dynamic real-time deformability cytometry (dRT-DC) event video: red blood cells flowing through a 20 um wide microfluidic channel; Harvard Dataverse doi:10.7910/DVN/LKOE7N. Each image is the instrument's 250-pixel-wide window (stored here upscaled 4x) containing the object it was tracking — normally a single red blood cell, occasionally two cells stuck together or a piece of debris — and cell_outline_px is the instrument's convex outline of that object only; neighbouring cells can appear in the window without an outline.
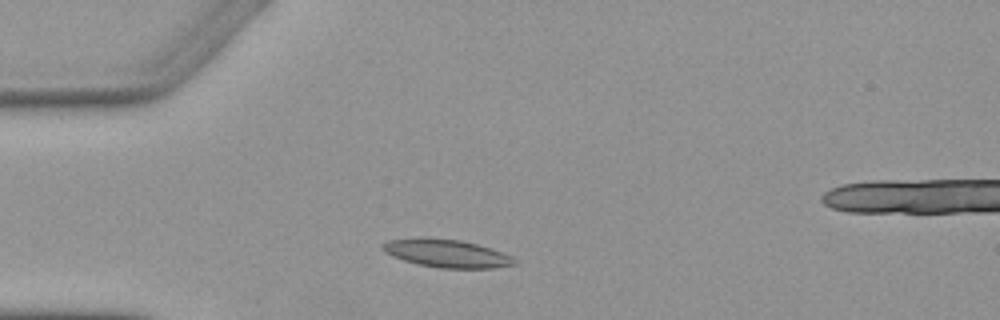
{"species": "Egyptian fruit bat (a non-hibernating species)", "species_latin": "Rousettus aegyptiacus", "temperature_condition": "warm", "stored_images_in_passage": 1, "camera_frame_rate_fps": 3000, "um_per_image_px": 0.085, "animal": {"sex": "female"}, "frame": {"image": 1, "passage_image": 1, "time_ms": 0.0, "image_size_px": [1000, 320], "cell_outline_px": [[520, 260], [516, 264], [492, 268], [440, 268], [420, 264], [404, 260], [392, 256], [384, 252], [380, 248], [380, 244], [388, 240], [420, 236], [428, 236], [460, 240], [476, 244], [512, 256]], "centroid_in_image_um": [37.91, 21.51], "position_along_channel_um": 47.1, "area_um2": 21.79}}